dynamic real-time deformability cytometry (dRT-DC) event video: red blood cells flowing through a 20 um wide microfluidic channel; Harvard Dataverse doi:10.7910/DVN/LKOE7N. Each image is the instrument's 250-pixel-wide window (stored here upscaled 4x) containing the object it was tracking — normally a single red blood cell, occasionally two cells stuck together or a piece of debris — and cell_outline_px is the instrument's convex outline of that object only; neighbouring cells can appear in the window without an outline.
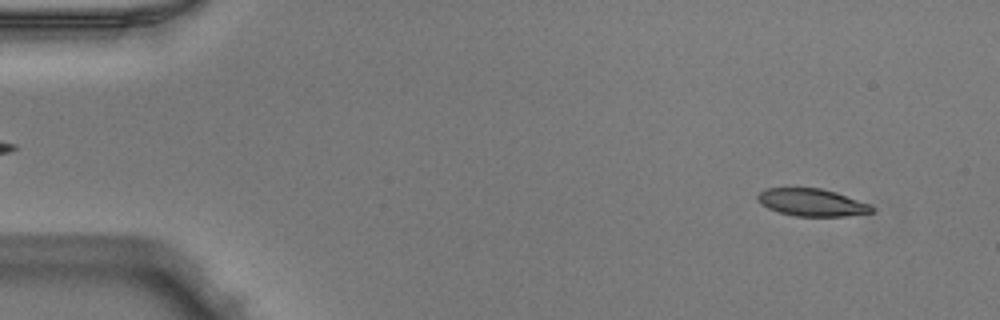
{"species": "Egyptian fruit bat (a non-hibernating species)", "species_latin": "Rousettus aegyptiacus", "temperature_condition": "warm", "stored_images_in_passage": 50, "camera_frame_rate_fps": 3000, "um_per_image_px": 0.085, "animal": {"sex": "male"}, "frame": {"image": 1, "passage_image": 4, "time_ms": 1.0, "image_size_px": [1000, 320], "cell_outline_px": [[876, 212], [844, 216], [796, 216], [780, 212], [768, 208], [760, 204], [756, 200], [756, 196], [760, 192], [768, 188], [820, 188], [836, 192], [872, 204], [876, 208]], "centroid_in_image_um": [69.06, 17.21], "position_along_channel_um": 15.9, "area_um2": 18.44}}
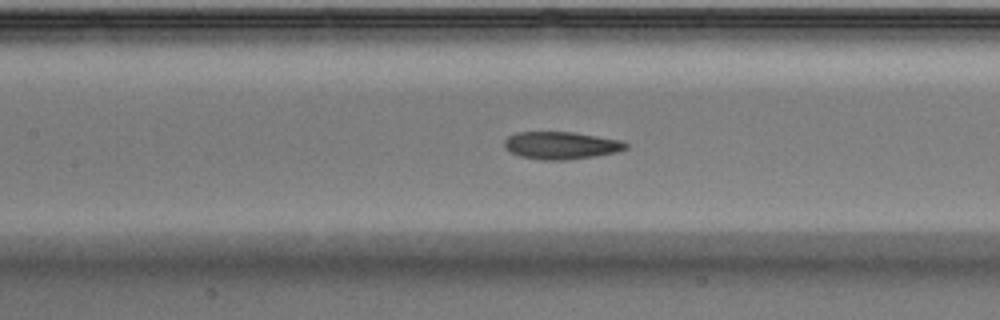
{"frame": {"image": 2, "passage_image": 23, "time_ms": 7.333, "image_size_px": [1000, 320], "cell_outline_px": [[628, 148], [616, 152], [596, 156], [568, 160], [544, 160], [520, 156], [504, 148], [504, 140], [508, 136], [516, 132], [572, 132], [620, 140], [628, 144]], "centroid_in_image_um": [47.68, 12.36], "position_along_channel_um": 159.7, "area_um2": 19.42}}
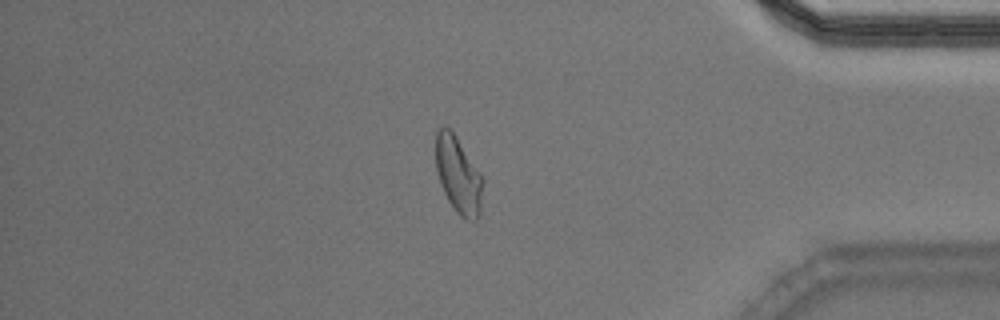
{"frame": {"image": 3, "passage_image": 43, "time_ms": 14.0, "image_size_px": [1000, 320], "cell_outline_px": [[484, 180], [480, 216], [476, 220], [468, 220], [460, 216], [456, 212], [448, 200], [444, 192], [436, 172], [436, 128], [444, 124], [456, 136], [480, 172]], "centroid_in_image_um": [38.96, 14.88], "position_along_channel_um": 396.2, "area_um2": 21.27}, "authors_computed_cell_mechanics": {"area_um2": 19.7965, "velocity_mm_per_s": 3.9794, "shape_relaxation_time_tau1_ms": null, "shape_relaxation_time_tau2_ms": 2.0813, "deformation_change_tau1": null, "deformation_change_tau2": 0.0899}}